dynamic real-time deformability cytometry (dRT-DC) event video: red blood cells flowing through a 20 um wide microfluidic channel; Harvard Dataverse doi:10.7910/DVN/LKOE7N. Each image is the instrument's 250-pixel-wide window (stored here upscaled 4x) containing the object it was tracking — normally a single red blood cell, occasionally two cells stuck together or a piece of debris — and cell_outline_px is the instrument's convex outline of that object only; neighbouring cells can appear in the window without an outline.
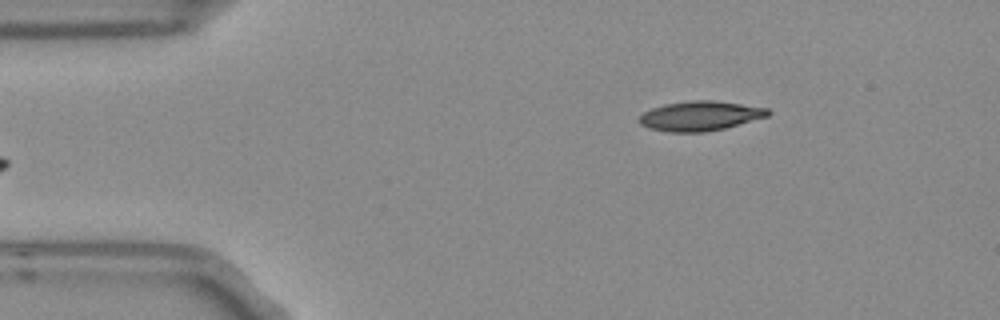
{"species": "Egyptian fruit bat (a non-hibernating species)", "species_latin": "Rousettus aegyptiacus", "temperature_condition": "room temperature", "stored_images_in_passage": 2, "camera_frame_rate_fps": 3000, "um_per_image_px": 0.085, "frame": {"image": 1, "passage_image": 2, "time_ms": 0.333, "image_size_px": [1000, 320], "cell_outline_px": [[772, 112], [768, 116], [724, 128], [704, 132], [668, 132], [648, 128], [640, 124], [636, 120], [644, 112], [652, 108], [664, 104], [692, 100], [712, 100], [768, 108]], "centroid_in_image_um": [59.48, 9.85], "position_along_channel_um": 25.5, "area_um2": 22.2}}